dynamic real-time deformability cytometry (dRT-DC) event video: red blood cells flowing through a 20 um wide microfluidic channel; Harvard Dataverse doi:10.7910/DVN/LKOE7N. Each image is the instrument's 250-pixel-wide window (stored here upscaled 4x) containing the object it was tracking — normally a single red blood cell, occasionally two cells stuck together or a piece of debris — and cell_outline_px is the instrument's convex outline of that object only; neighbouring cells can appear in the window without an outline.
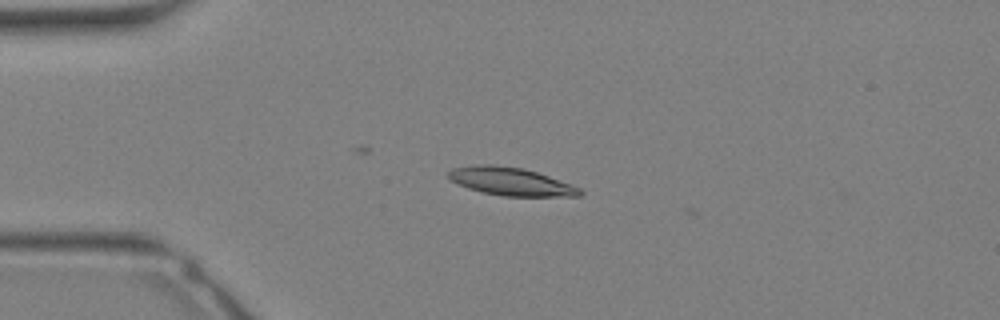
{"species": "Egyptian fruit bat (a non-hibernating species)", "species_latin": "Rousettus aegyptiacus", "temperature_condition": "warm", "stored_images_in_passage": 18, "camera_frame_rate_fps": 3000, "um_per_image_px": 0.085, "animal": {"sex": "female"}, "frame": {"image": 1, "passage_image": 2, "time_ms": 0.333, "image_size_px": [1000, 320], "cell_outline_px": [[584, 192], [580, 196], [504, 196], [484, 192], [468, 188], [452, 180], [448, 176], [448, 172], [452, 168], [476, 164], [492, 164], [524, 168], [548, 176], [580, 188]], "centroid_in_image_um": [43.42, 15.42], "position_along_channel_um": 41.6, "area_um2": 21.21}}
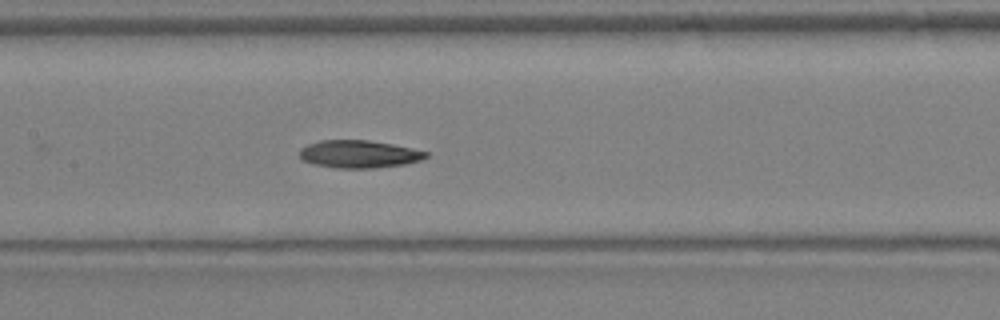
{"frame": {"image": 2, "passage_image": 10, "time_ms": 3.0, "image_size_px": [1000, 320], "cell_outline_px": [[428, 156], [420, 160], [404, 164], [372, 168], [336, 168], [312, 164], [300, 160], [300, 148], [308, 144], [320, 140], [368, 140], [392, 144], [412, 148], [428, 152]], "centroid_in_image_um": [30.47, 13.1], "position_along_channel_um": 176.9, "area_um2": 20.4}}
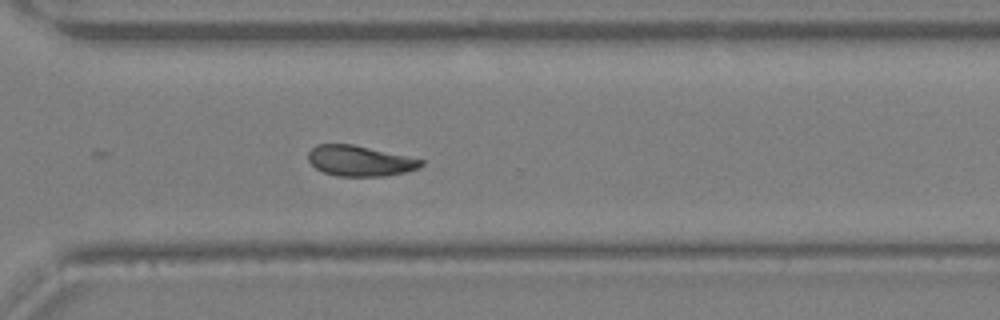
{"frame": {"image": 3, "passage_image": 18, "time_ms": 5.667, "image_size_px": [1000, 320], "cell_outline_px": [[424, 164], [420, 168], [404, 172], [384, 176], [336, 176], [324, 172], [316, 168], [308, 160], [308, 152], [316, 144], [352, 144], [424, 160]], "centroid_in_image_um": [30.57, 13.67], "position_along_channel_um": 340.0, "area_um2": 19.94}}